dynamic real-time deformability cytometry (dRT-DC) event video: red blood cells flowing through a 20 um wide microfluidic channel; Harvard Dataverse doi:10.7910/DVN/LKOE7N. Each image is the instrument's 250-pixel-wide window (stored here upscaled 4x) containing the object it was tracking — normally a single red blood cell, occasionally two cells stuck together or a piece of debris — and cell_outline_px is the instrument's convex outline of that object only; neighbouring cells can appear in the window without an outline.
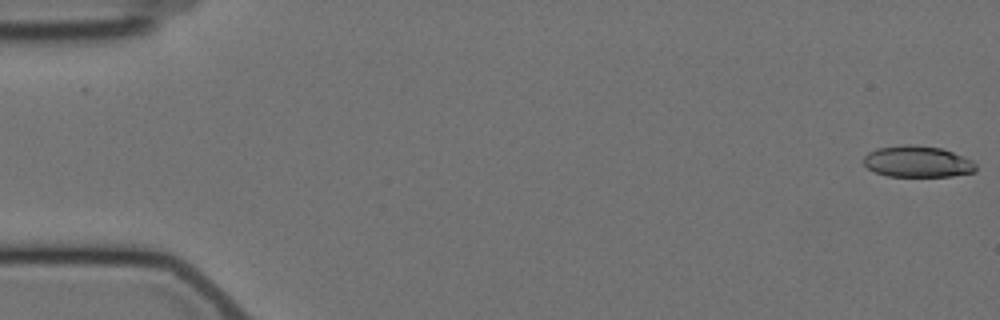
{"species": "Egyptian fruit bat (a non-hibernating species)", "species_latin": "Rousettus aegyptiacus", "temperature_condition": "cold", "stored_images_in_passage": 31, "camera_frame_rate_fps": 3000, "um_per_image_px": 0.085, "animal": {"sex": "female"}, "frame": {"image": 1, "passage_image": 1, "time_ms": 0.0, "image_size_px": [1000, 320], "cell_outline_px": [[976, 172], [952, 176], [888, 176], [876, 172], [868, 168], [864, 164], [864, 156], [868, 152], [876, 148], [904, 144], [912, 144], [940, 148], [964, 156], [972, 160], [976, 164]], "centroid_in_image_um": [78.0, 13.73], "position_along_channel_um": 7.0, "area_um2": 20.58}}
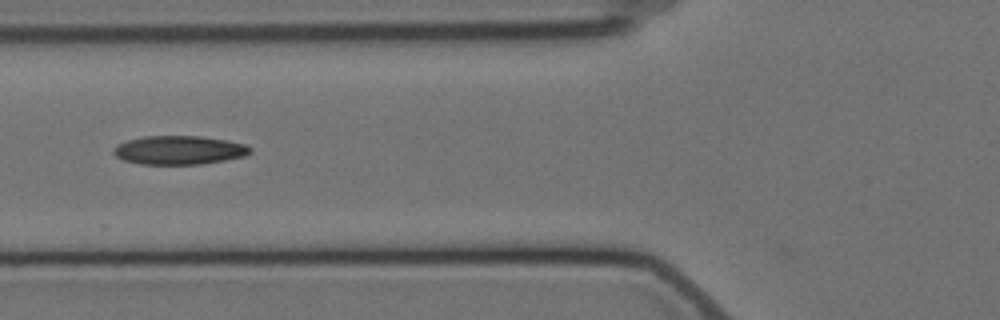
{"frame": {"image": 2, "passage_image": 22, "time_ms": 7.0, "image_size_px": [1000, 320], "cell_outline_px": [[252, 152], [244, 156], [224, 160], [200, 164], [140, 164], [124, 160], [116, 156], [112, 152], [116, 144], [128, 140], [144, 136], [200, 136], [228, 140], [244, 144], [252, 148]], "centroid_in_image_um": [15.22, 12.75], "position_along_channel_um": 110.6, "area_um2": 22.89}}
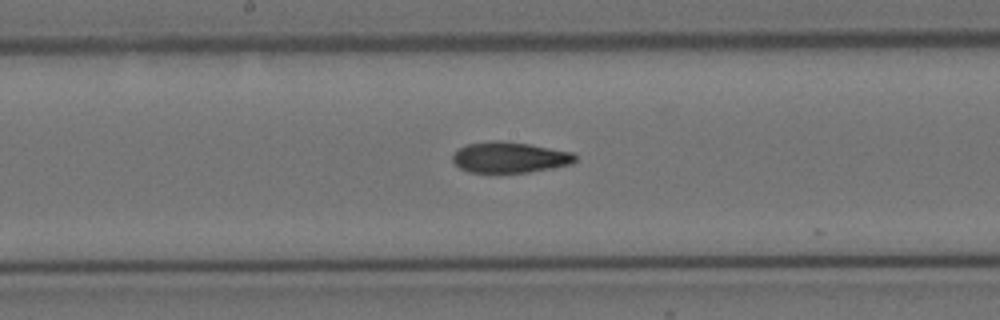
{"frame": {"image": 3, "passage_image": 30, "time_ms": 9.667, "image_size_px": [1000, 320], "cell_outline_px": [[576, 160], [572, 164], [528, 172], [468, 172], [460, 168], [452, 160], [452, 156], [460, 148], [468, 144], [488, 140], [500, 140], [528, 144], [572, 152], [576, 156]], "centroid_in_image_um": [43.31, 13.37], "position_along_channel_um": 204.9, "area_um2": 21.85}}